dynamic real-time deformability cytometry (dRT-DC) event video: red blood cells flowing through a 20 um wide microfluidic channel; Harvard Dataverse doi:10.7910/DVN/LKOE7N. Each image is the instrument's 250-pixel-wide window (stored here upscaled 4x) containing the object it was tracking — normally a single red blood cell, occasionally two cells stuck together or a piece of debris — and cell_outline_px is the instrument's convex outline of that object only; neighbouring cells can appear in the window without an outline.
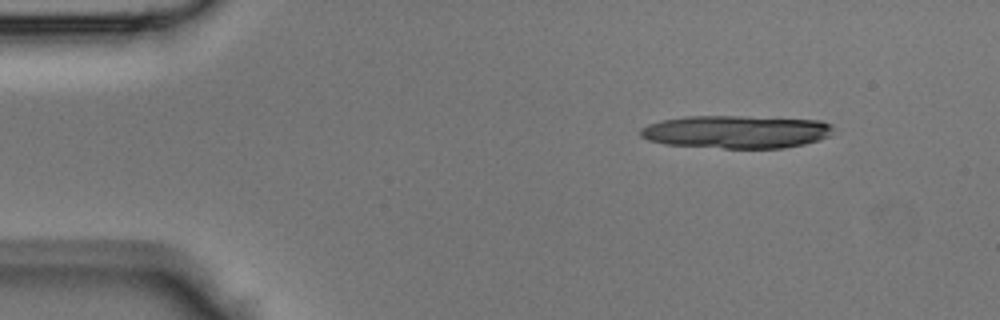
{"species": "Egyptian fruit bat (a non-hibernating species)", "species_latin": "Rousettus aegyptiacus", "temperature_condition": "room temperature", "stored_images_in_passage": 13, "camera_frame_rate_fps": 3000, "um_per_image_px": 0.085, "animal": {"sex": "male"}, "frame": {"image": 1, "passage_image": 1, "time_ms": 0.0, "image_size_px": [1000, 320], "cell_outline_px": [[836, 128], [828, 136], [820, 140], [804, 144], [784, 148], [724, 148], [664, 144], [648, 140], [640, 136], [640, 128], [648, 124], [660, 120], [688, 116], [744, 116], [820, 120], [832, 124]], "centroid_in_image_um": [62.6, 11.2], "position_along_channel_um": 22.4, "area_um2": 37.28}}
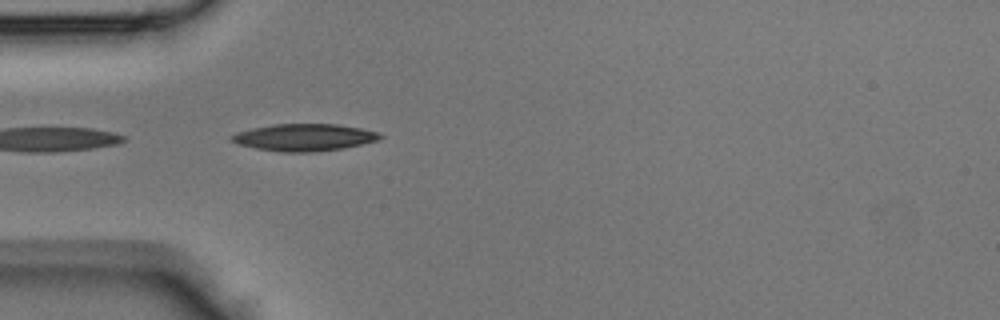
{"frame": {"image": 2, "passage_image": 9, "time_ms": 2.667, "image_size_px": [1000, 320], "cell_outline_px": [[384, 136], [380, 140], [344, 148], [316, 152], [280, 152], [256, 148], [236, 144], [228, 140], [228, 136], [236, 132], [252, 128], [272, 124], [336, 124], [360, 128], [380, 132]], "centroid_in_image_um": [25.84, 11.68], "position_along_channel_um": 59.2, "area_um2": 23.81}}